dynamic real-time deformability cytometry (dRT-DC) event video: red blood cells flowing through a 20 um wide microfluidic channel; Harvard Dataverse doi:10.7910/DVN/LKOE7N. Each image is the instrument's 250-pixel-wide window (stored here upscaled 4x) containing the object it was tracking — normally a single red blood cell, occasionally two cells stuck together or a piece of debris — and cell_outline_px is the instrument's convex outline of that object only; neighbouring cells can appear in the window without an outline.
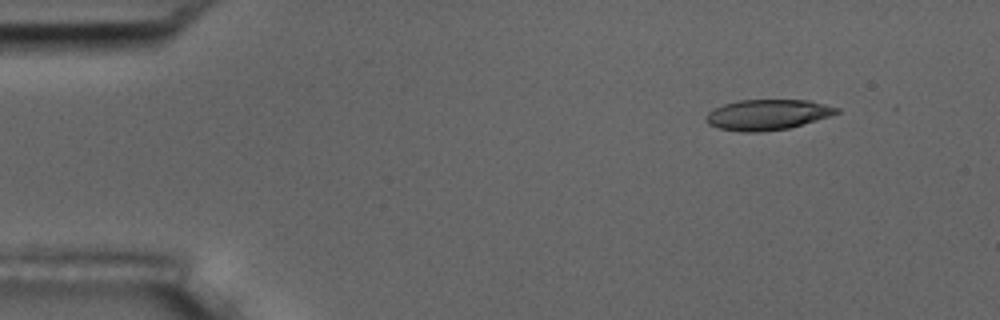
{"species": "common noctule bat (a hibernating species)", "species_latin": "Nyctalus noctula", "temperature_condition": "room temperature", "stored_images_in_passage": 4, "camera_frame_rate_fps": 3000, "um_per_image_px": 0.085, "animal": {"sex": "male", "body_mass_g": 17.5, "forearm_length_mm": 52.3}, "frame": {"image": 1, "passage_image": 2, "time_ms": 1.333, "image_size_px": [1000, 320], "cell_outline_px": [[840, 112], [816, 120], [788, 128], [760, 132], [740, 132], [720, 128], [708, 124], [704, 120], [704, 116], [708, 112], [724, 104], [740, 100], [808, 100], [840, 108]], "centroid_in_image_um": [65.2, 9.75], "position_along_channel_um": 19.8, "area_um2": 23.06}}